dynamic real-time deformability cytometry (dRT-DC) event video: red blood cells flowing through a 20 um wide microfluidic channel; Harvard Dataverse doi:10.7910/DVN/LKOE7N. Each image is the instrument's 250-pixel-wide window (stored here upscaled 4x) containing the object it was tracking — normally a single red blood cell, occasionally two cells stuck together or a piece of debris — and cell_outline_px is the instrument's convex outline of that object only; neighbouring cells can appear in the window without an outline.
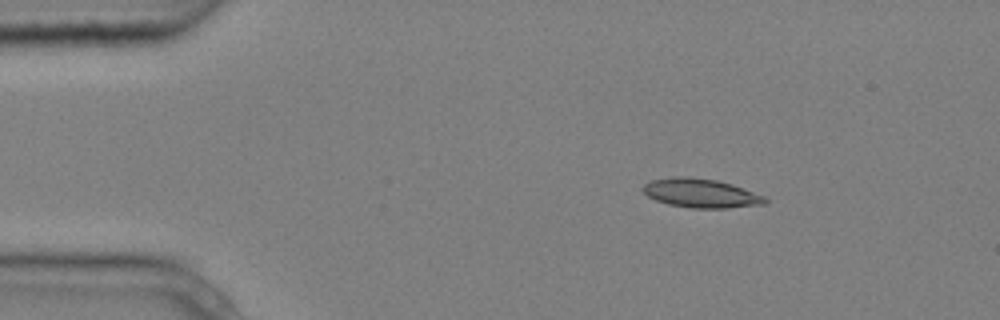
{"species": "common noctule bat (a hibernating species)", "species_latin": "Nyctalus noctula", "temperature_condition": "cold", "stored_images_in_passage": 4, "camera_frame_rate_fps": 3000, "um_per_image_px": 0.085, "animal": {"sex": "male", "body_mass_g": 20.4}, "frame": {"image": 1, "passage_image": 3, "time_ms": 0.667, "image_size_px": [1000, 320], "cell_outline_px": [[768, 200], [764, 204], [724, 208], [692, 208], [668, 204], [656, 200], [648, 196], [640, 188], [644, 184], [652, 180], [672, 176], [688, 176], [716, 180], [732, 184], [764, 196]], "centroid_in_image_um": [59.53, 16.41], "position_along_channel_um": 25.5, "area_um2": 20.58}}